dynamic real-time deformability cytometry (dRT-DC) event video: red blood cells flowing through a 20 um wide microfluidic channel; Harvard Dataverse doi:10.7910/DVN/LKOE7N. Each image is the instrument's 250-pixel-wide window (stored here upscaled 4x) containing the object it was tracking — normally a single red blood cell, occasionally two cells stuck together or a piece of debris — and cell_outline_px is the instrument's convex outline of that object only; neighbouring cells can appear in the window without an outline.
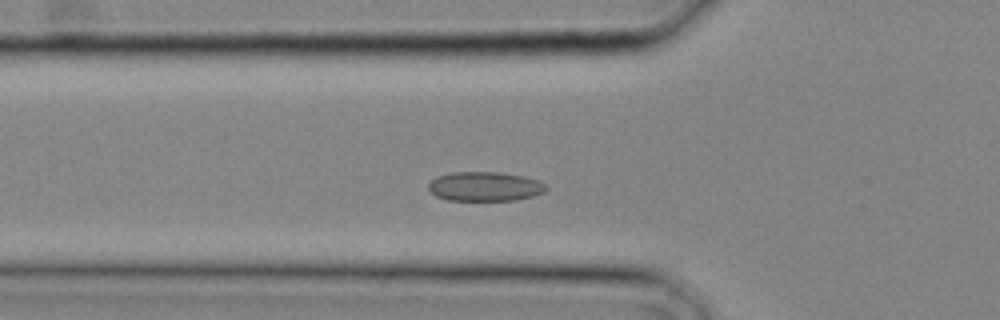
{"species": "common noctule bat (a hibernating species)", "species_latin": "Nyctalus noctula", "temperature_condition": "cold", "stored_images_in_passage": 20, "camera_frame_rate_fps": 3000, "um_per_image_px": 0.085, "animal": {"sex": "male", "body_mass_g": 20.4}, "frame": {"image": 1, "passage_image": 3, "time_ms": 0.667, "image_size_px": [1000, 320], "cell_outline_px": [[548, 188], [544, 192], [532, 196], [516, 200], [448, 200], [436, 196], [428, 188], [428, 184], [436, 176], [452, 172], [500, 172], [524, 176], [540, 180], [548, 184]], "centroid_in_image_um": [41.25, 15.84], "position_along_channel_um": 84.5, "area_um2": 20.29}}
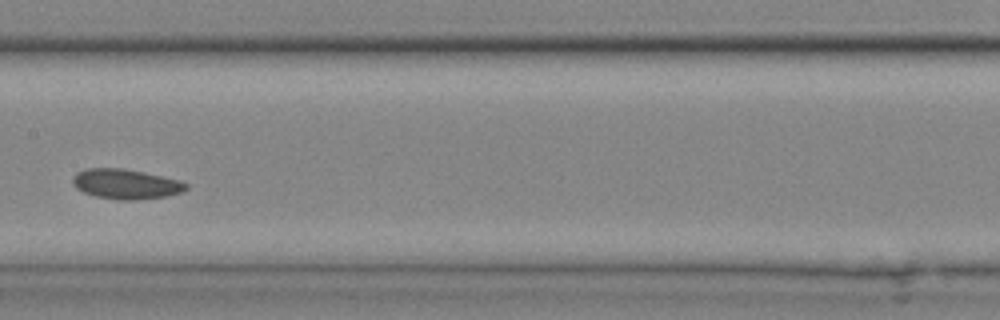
{"frame": {"image": 2, "passage_image": 8, "time_ms": 2.333, "image_size_px": [1000, 320], "cell_outline_px": [[188, 188], [180, 192], [164, 196], [136, 200], [116, 200], [96, 196], [84, 192], [76, 188], [72, 184], [72, 176], [76, 172], [88, 168], [124, 168], [144, 172], [180, 180], [188, 184]], "centroid_in_image_um": [10.66, 15.63], "position_along_channel_um": 196.7, "area_um2": 19.83}}
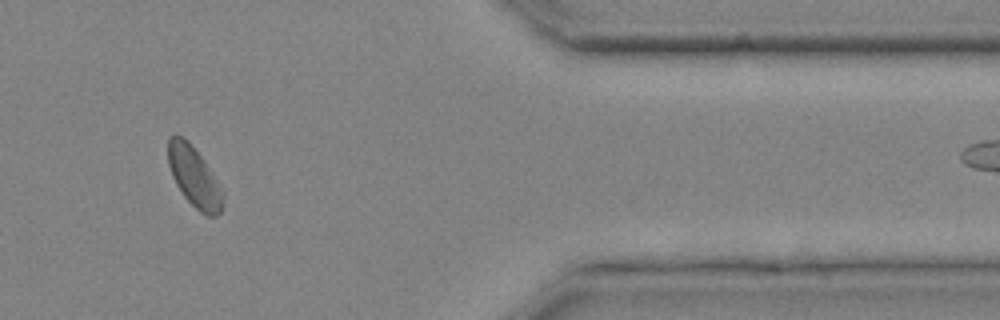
{"frame": {"image": 3, "passage_image": 18, "time_ms": 5.667, "image_size_px": [1000, 320], "cell_outline_px": [[224, 208], [216, 216], [208, 216], [200, 212], [184, 196], [176, 184], [172, 176], [168, 164], [168, 140], [172, 136], [180, 136], [188, 140], [192, 144], [200, 156], [220, 192], [224, 200]], "centroid_in_image_um": [16.46, 15.05], "position_along_channel_um": 394.9, "area_um2": 18.38}}